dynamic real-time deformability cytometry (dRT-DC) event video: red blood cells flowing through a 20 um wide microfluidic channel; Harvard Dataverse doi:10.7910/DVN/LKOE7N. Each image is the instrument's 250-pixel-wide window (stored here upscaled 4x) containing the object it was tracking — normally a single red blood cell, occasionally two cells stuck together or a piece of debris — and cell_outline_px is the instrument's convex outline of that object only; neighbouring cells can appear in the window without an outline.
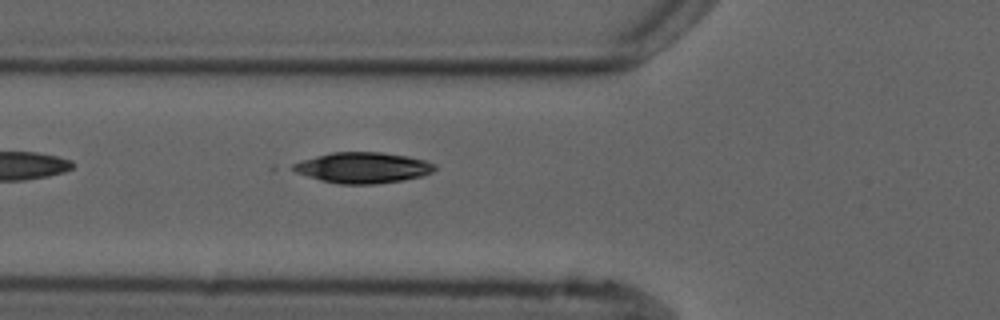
{"species": "common noctule bat (a hibernating species)", "species_latin": "Nyctalus noctula", "temperature_condition": "cold", "stored_images_in_passage": 6, "camera_frame_rate_fps": 3000, "um_per_image_px": 0.085, "animal": {"sex": "male", "forearm_length_mm": 52.5}, "frame": {"image": 1, "passage_image": 6, "time_ms": 6.0, "image_size_px": [1000, 320], "cell_outline_px": [[436, 168], [432, 172], [424, 176], [404, 180], [376, 184], [340, 184], [320, 180], [296, 172], [288, 168], [292, 164], [316, 156], [332, 152], [380, 152], [408, 156], [424, 160], [436, 164]], "centroid_in_image_um": [30.86, 14.26], "position_along_channel_um": 94.9, "area_um2": 25.49}}